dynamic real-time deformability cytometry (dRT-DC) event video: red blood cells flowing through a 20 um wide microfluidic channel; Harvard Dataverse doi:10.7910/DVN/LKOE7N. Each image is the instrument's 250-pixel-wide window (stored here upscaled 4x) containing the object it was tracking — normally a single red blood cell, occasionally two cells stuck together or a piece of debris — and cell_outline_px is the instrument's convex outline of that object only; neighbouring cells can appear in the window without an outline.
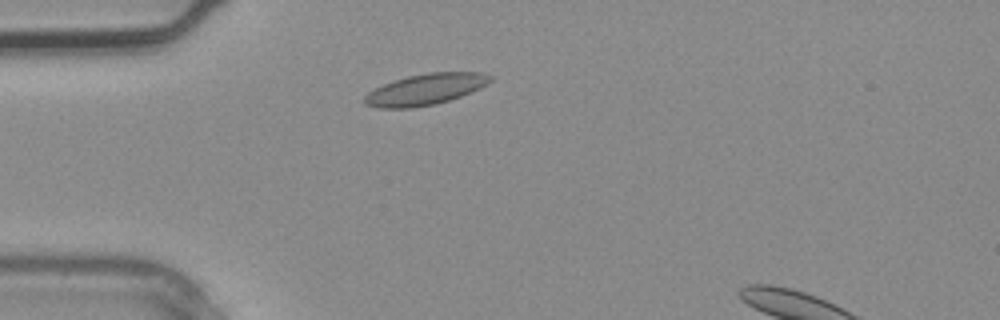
{"species": "common noctule bat (a hibernating species)", "species_latin": "Nyctalus noctula", "temperature_condition": "warm", "stored_images_in_passage": 3, "segment_of_instrument_passage": [1, 2], "camera_frame_rate_fps": 3000, "um_per_image_px": 0.085, "animal": {"sex": "male", "body_mass_g": 20.4}, "frame": {"image": 1, "passage_image": 2, "time_ms": 0.333, "image_size_px": [1000, 320], "cell_outline_px": [[496, 76], [488, 84], [460, 96], [436, 104], [412, 108], [376, 108], [364, 104], [364, 96], [368, 92], [384, 84], [408, 76], [428, 72], [484, 72]], "centroid_in_image_um": [36.19, 7.59], "position_along_channel_um": 48.8, "area_um2": 22.83}}